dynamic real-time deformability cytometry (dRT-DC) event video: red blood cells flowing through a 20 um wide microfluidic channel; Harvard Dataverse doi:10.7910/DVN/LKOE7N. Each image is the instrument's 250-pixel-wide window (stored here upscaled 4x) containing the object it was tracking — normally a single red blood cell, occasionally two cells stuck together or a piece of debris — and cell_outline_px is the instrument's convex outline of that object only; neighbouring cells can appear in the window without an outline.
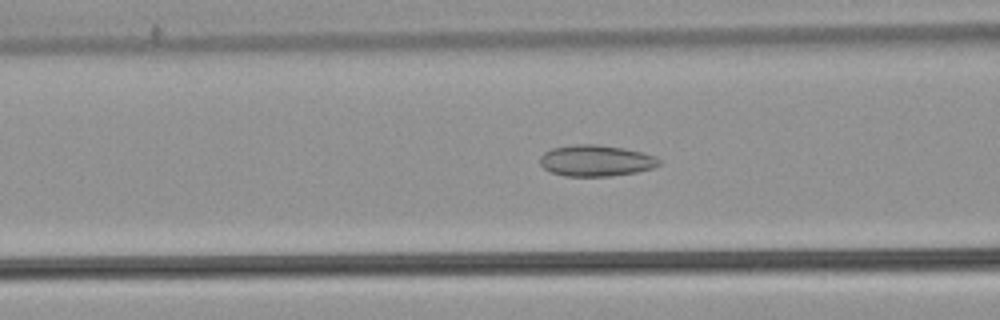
{"species": "common noctule bat (a hibernating species)", "species_latin": "Nyctalus noctula", "temperature_condition": "warm", "stored_images_in_passage": 53, "camera_frame_rate_fps": 3000, "um_per_image_px": 0.085, "animal": {"sex": "male", "body_mass_g": 21.5, "forearm_length_mm": 52.0}, "frame": {"image": 1, "passage_image": 21, "time_ms": 6.667, "image_size_px": [1000, 320], "cell_outline_px": [[660, 164], [652, 168], [636, 172], [612, 176], [564, 176], [552, 172], [544, 168], [540, 164], [540, 156], [544, 152], [552, 148], [572, 144], [596, 144], [624, 148], [656, 156], [660, 160]], "centroid_in_image_um": [50.64, 13.65], "position_along_channel_um": 116.0, "area_um2": 21.73}}
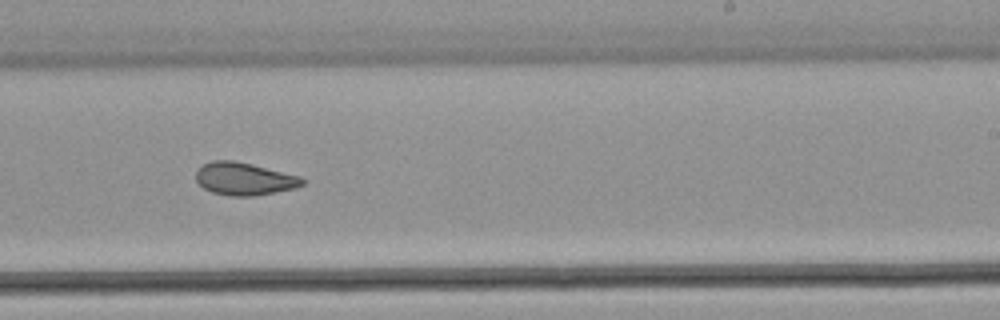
{"frame": {"image": 2, "passage_image": 33, "time_ms": 10.667, "image_size_px": [1000, 320], "cell_outline_px": [[308, 180], [304, 184], [296, 188], [252, 196], [228, 196], [212, 192], [204, 188], [196, 180], [196, 168], [212, 160], [232, 160], [252, 164], [300, 176]], "centroid_in_image_um": [20.77, 15.2], "position_along_channel_um": 268.2, "area_um2": 20.35}}
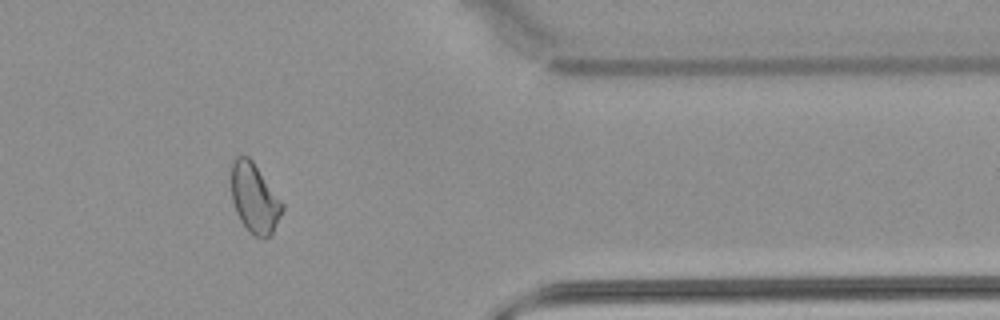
{"frame": {"image": 3, "passage_image": 44, "time_ms": 14.333, "image_size_px": [1000, 320], "cell_outline_px": [[284, 208], [272, 236], [256, 236], [248, 232], [240, 220], [236, 212], [232, 200], [232, 160], [236, 156], [248, 156], [252, 160], [284, 204]], "centroid_in_image_um": [21.64, 16.86], "position_along_channel_um": 389.8, "area_um2": 20.58}, "authors_computed_cell_mechanics": {"area_um2": 21.9062, "velocity_mm_per_s": 3.8122, "shape_relaxation_time_tau1_ms": null, "shape_relaxation_time_tau2_ms": 2.2242, "deformation_change_tau1": null, "deformation_change_tau2": 0.0816}}